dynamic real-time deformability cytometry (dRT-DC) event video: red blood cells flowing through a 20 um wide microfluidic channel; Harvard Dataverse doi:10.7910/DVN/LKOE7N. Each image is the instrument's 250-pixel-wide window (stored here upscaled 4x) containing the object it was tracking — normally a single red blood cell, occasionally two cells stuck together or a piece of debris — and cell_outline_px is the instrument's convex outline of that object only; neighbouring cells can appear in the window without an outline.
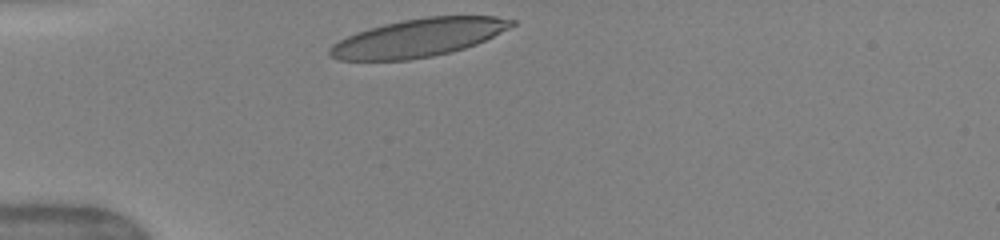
{"species": "human", "species_latin": "Homo sapiens", "temperature_condition": "warm", "stored_images_in_passage": 29, "camera_frame_rate_fps": 3000, "um_per_image_px": 0.085, "donor": {"sex": "female"}, "frame": {"image": 1, "passage_image": 1, "time_ms": 0.0, "image_size_px": [1000, 240], "cell_outline_px": [[516, 24], [476, 44], [452, 52], [432, 56], [408, 60], [340, 60], [328, 56], [328, 48], [332, 44], [356, 32], [368, 28], [384, 24], [404, 20], [428, 16], [496, 16], [516, 20]], "centroid_in_image_um": [35.54, 3.21], "position_along_channel_um": 49.5, "area_um2": 40.23}}
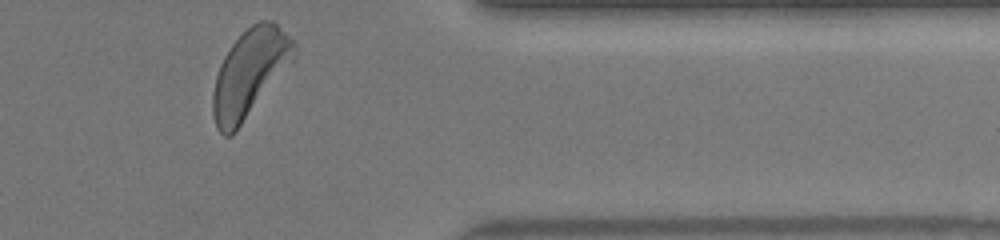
{"frame": {"image": 2, "passage_image": 29, "time_ms": 9.333, "image_size_px": [1000, 240], "cell_outline_px": [[296, 48], [292, 60], [236, 132], [232, 136], [224, 136], [216, 128], [212, 112], [212, 96], [216, 76], [220, 64], [224, 56], [232, 44], [252, 24], [260, 20], [272, 20], [296, 40]], "centroid_in_image_um": [21.21, 6.22], "position_along_channel_um": 390.2, "area_um2": 40.98}, "authors_computed_cell_mechanics": {"area_um2": 39.9976, "velocity_mm_per_s": 3.9998, "shape_relaxation_time_tau1_ms": 4.1679, "shape_relaxation_time_tau2_ms": 1.145, "deformation_change_tau1": 0.1833, "deformation_change_tau2": 0.083}}